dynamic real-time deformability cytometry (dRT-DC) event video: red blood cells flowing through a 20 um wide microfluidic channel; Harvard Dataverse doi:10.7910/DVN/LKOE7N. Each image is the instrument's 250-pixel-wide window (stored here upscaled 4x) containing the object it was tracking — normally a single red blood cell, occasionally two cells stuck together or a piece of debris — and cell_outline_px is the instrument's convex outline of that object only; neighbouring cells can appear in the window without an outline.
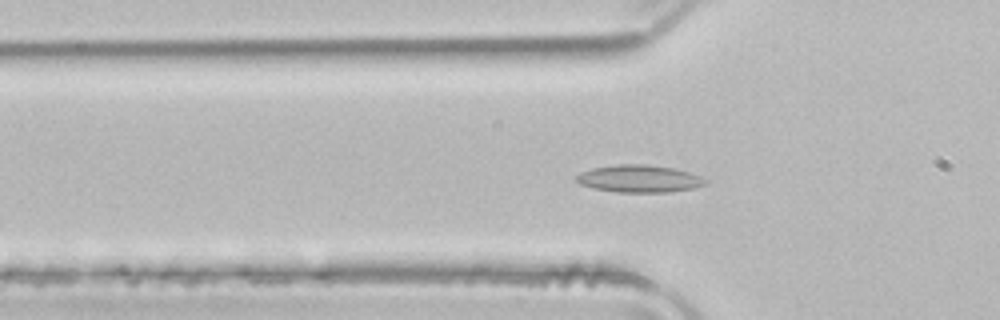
{"species": "common noctule bat (a hibernating species)", "species_latin": "Nyctalus noctula", "temperature_condition": "room temperature", "stored_images_in_passage": 53, "camera_frame_rate_fps": 3000, "um_per_image_px": 0.085, "animal": {"sex": "male", "body_mass_g": 21.5, "forearm_length_mm": 52.0}, "frame": {"image": 1, "passage_image": 17, "time_ms": 5.333, "image_size_px": [1000, 320], "cell_outline_px": [[708, 184], [692, 188], [668, 192], [616, 192], [592, 188], [580, 184], [576, 180], [576, 176], [580, 172], [592, 168], [616, 164], [644, 164], [676, 168], [700, 176], [708, 180]], "centroid_in_image_um": [54.33, 15.18], "position_along_channel_um": 71.5, "area_um2": 20.69}}
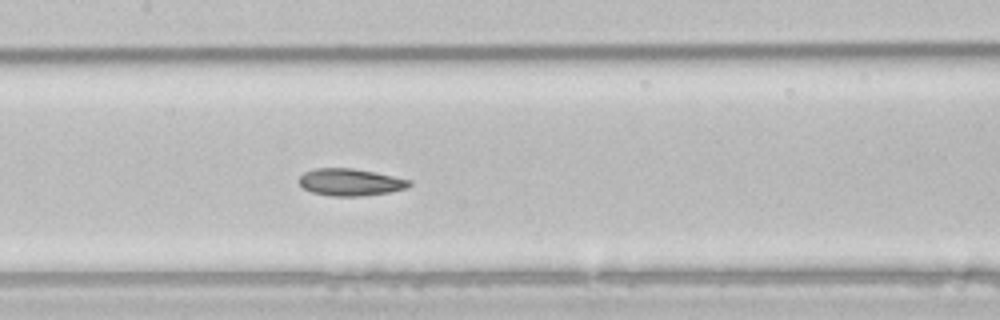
{"frame": {"image": 2, "passage_image": 25, "time_ms": 8.0, "image_size_px": [1000, 320], "cell_outline_px": [[412, 184], [408, 188], [388, 192], [364, 196], [332, 196], [312, 192], [304, 188], [296, 180], [304, 172], [316, 168], [352, 168], [376, 172], [412, 180]], "centroid_in_image_um": [29.79, 15.48], "position_along_channel_um": 177.6, "area_um2": 17.57}}
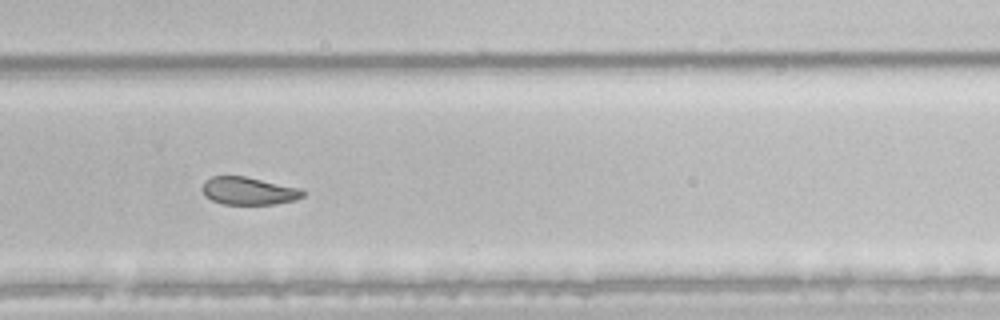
{"frame": {"image": 3, "passage_image": 35, "time_ms": 11.333, "image_size_px": [1000, 320], "cell_outline_px": [[308, 192], [304, 196], [296, 200], [276, 204], [224, 204], [212, 200], [204, 196], [200, 188], [204, 180], [212, 176], [244, 176], [300, 188]], "centroid_in_image_um": [21.13, 16.23], "position_along_channel_um": 308.7, "area_um2": 16.47}, "authors_computed_cell_mechanics": {"area_um2": 19.652, "velocity_mm_per_s": 3.9549, "shape_relaxation_time_tau1_ms": null, "shape_relaxation_time_tau2_ms": 3.091, "deformation_change_tau1": null, "deformation_change_tau2": 0.0793}}